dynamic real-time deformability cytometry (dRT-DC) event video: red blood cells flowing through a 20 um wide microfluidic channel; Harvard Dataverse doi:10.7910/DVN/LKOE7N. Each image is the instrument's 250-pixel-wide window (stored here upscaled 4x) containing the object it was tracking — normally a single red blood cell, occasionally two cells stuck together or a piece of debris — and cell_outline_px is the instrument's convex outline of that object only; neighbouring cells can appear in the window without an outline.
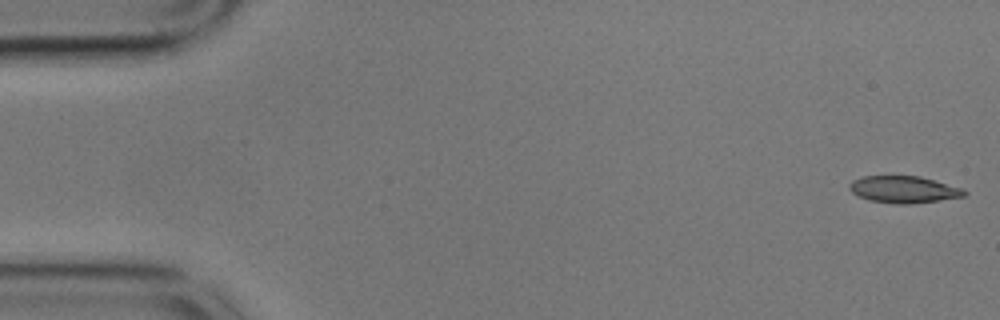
{"species": "common noctule bat (a hibernating species)", "species_latin": "Nyctalus noctula", "temperature_condition": "cold", "stored_images_in_passage": 55, "camera_frame_rate_fps": 3000, "um_per_image_px": 0.085, "animal": {"sex": "male", "body_mass_g": 17.9}, "frame": {"image": 1, "passage_image": 1, "time_ms": 0.0, "image_size_px": [1000, 320], "cell_outline_px": [[968, 192], [964, 196], [940, 200], [908, 204], [896, 204], [868, 200], [852, 192], [848, 188], [848, 184], [852, 180], [860, 176], [920, 176], [964, 188]], "centroid_in_image_um": [76.81, 16.1], "position_along_channel_um": 8.2, "area_um2": 18.15}}
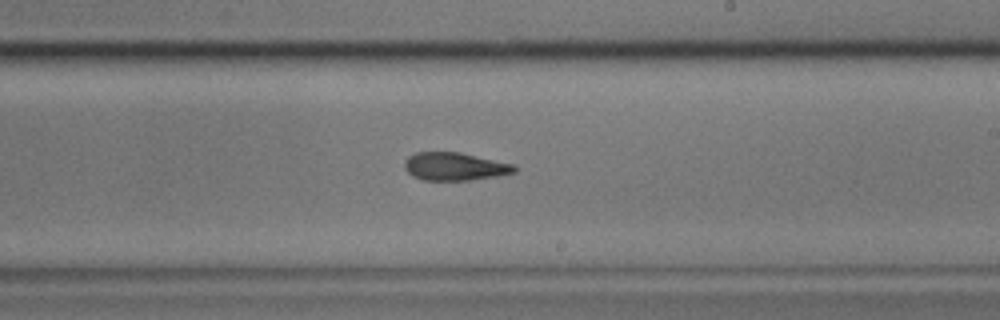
{"frame": {"image": 2, "passage_image": 32, "time_ms": 10.333, "image_size_px": [1000, 320], "cell_outline_px": [[520, 168], [516, 172], [496, 176], [472, 180], [424, 180], [412, 176], [404, 168], [404, 164], [408, 156], [416, 152], [460, 152], [516, 164]], "centroid_in_image_um": [38.71, 14.15], "position_along_channel_um": 250.3, "area_um2": 18.15}}
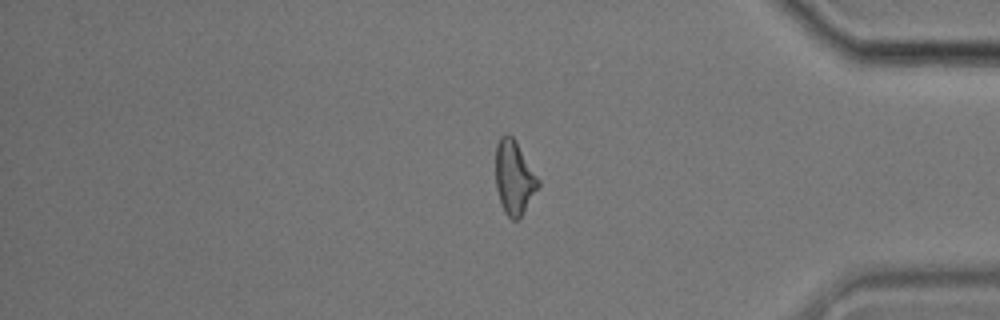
{"frame": {"image": 3, "passage_image": 46, "time_ms": 15.0, "image_size_px": [1000, 320], "cell_outline_px": [[540, 184], [520, 216], [516, 220], [512, 220], [504, 212], [496, 188], [496, 144], [500, 136], [504, 132], [508, 132], [516, 140], [540, 180]], "centroid_in_image_um": [43.69, 15.02], "position_along_channel_um": 391.5, "area_um2": 18.26}, "authors_computed_cell_mechanics": {"area_um2": 18.5538, "velocity_mm_per_s": 3.561, "shape_relaxation_time_tau1_ms": 11.1029, "shape_relaxation_time_tau2_ms": 5.7447, "deformation_change_tau1": 0.2423, "deformation_change_tau2": 0.1583}}